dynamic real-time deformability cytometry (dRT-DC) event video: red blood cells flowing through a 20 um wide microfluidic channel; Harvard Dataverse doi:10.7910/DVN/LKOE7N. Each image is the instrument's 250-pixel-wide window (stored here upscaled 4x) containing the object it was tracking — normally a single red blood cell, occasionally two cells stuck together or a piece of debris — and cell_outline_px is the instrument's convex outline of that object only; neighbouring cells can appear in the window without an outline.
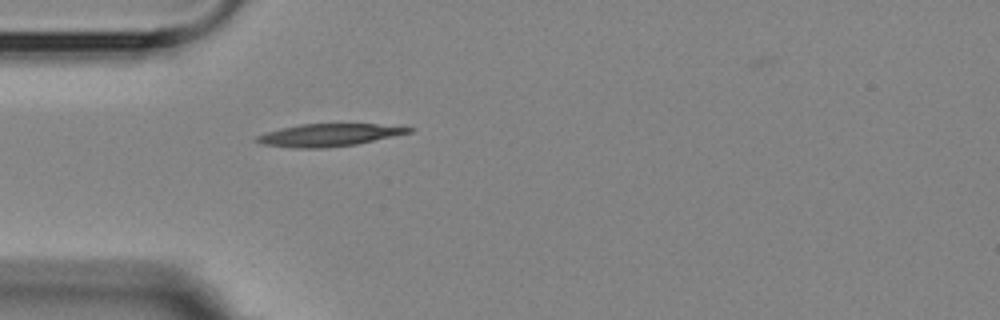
{"species": "Egyptian fruit bat (a non-hibernating species)", "species_latin": "Rousettus aegyptiacus", "temperature_condition": "room temperature", "stored_images_in_passage": 1, "camera_frame_rate_fps": 3000, "um_per_image_px": 0.085, "animal": {"sex": "female"}, "frame": {"image": 1, "passage_image": 1, "time_ms": 0.0, "image_size_px": [1000, 320], "cell_outline_px": [[416, 128], [412, 132], [356, 144], [320, 148], [296, 148], [260, 144], [252, 140], [256, 136], [264, 132], [280, 128], [300, 124], [376, 124]], "centroid_in_image_um": [27.88, 11.47], "position_along_channel_um": 57.1, "area_um2": 19.94}}